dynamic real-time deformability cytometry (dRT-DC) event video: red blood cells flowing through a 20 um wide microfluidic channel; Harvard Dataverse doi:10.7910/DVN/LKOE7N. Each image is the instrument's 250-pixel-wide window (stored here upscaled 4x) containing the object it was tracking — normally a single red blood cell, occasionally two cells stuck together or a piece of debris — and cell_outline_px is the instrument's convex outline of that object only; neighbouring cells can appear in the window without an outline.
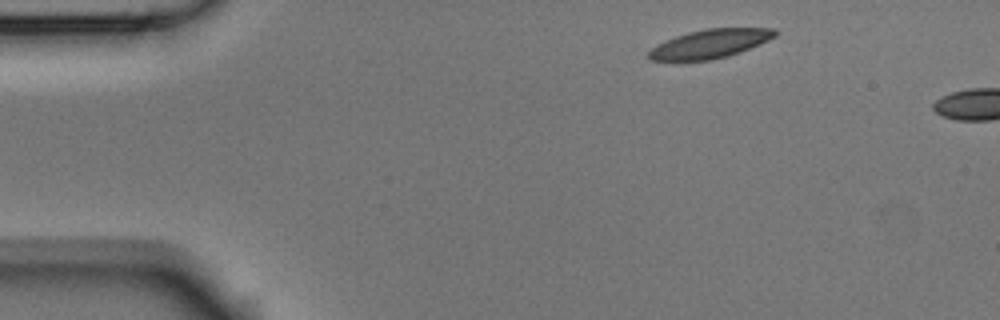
{"species": "Egyptian fruit bat (a non-hibernating species)", "species_latin": "Rousettus aegyptiacus", "temperature_condition": "room temperature", "stored_images_in_passage": 2, "camera_frame_rate_fps": 3000, "um_per_image_px": 0.085, "animal": {"sex": "male"}, "frame": {"image": 1, "passage_image": 1, "time_ms": 0.0, "image_size_px": [1000, 320], "cell_outline_px": [[776, 36], [768, 40], [740, 52], [728, 56], [708, 60], [648, 60], [644, 56], [656, 44], [676, 36], [688, 32], [708, 28], [776, 28]], "centroid_in_image_um": [60.32, 3.72], "position_along_channel_um": 24.7, "area_um2": 21.1}}